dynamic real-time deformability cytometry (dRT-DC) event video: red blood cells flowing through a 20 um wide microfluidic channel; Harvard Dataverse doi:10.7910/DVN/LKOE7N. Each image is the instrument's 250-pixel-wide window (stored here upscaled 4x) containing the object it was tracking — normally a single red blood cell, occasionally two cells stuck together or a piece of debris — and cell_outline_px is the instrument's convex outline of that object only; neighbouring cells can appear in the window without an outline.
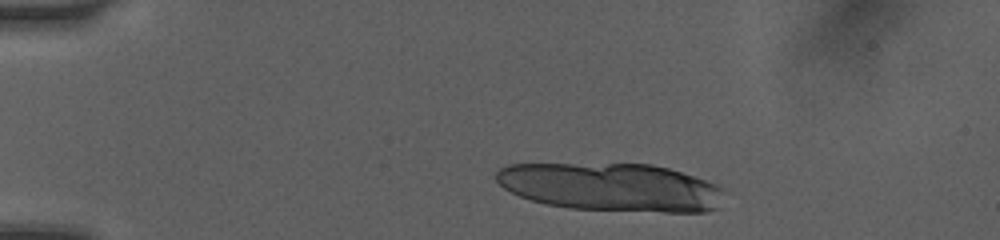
{"species": "human", "species_latin": "Homo sapiens", "temperature_condition": "room temperature", "stored_images_in_passage": 13, "camera_frame_rate_fps": 3000, "um_per_image_px": 0.085, "donor": {"sex": "female"}, "frame": {"image": 1, "passage_image": 5, "time_ms": 1.0, "image_size_px": [1000, 240], "cell_outline_px": [[724, 188], [716, 208], [704, 212], [664, 212], [568, 208], [548, 204], [532, 200], [520, 196], [504, 188], [496, 180], [496, 172], [500, 168], [508, 164], [652, 164], [668, 168], [716, 184]], "centroid_in_image_um": [51.93, 15.9], "position_along_channel_um": 33.1, "area_um2": 63.58}}